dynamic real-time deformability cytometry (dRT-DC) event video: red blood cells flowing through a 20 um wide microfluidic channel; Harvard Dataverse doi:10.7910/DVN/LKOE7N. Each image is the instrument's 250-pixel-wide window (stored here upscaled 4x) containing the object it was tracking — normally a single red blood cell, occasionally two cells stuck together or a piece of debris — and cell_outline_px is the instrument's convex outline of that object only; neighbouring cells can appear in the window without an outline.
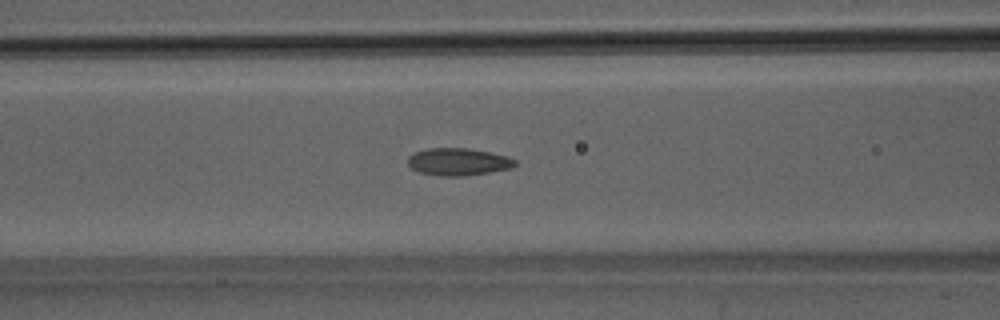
{"species": "Egyptian fruit bat (a non-hibernating species)", "species_latin": "Rousettus aegyptiacus", "temperature_condition": "room temperature", "stored_images_in_passage": 44, "camera_frame_rate_fps": 3000, "um_per_image_px": 0.085, "animal": {"sex": "male"}, "frame": {"image": 1, "passage_image": 15, "time_ms": 4.667, "image_size_px": [1000, 320], "cell_outline_px": [[516, 164], [512, 168], [464, 176], [440, 176], [420, 172], [412, 168], [408, 164], [408, 156], [416, 152], [428, 148], [468, 148], [508, 156], [516, 160]], "centroid_in_image_um": [38.96, 13.75], "position_along_channel_um": 127.6, "area_um2": 16.99}}
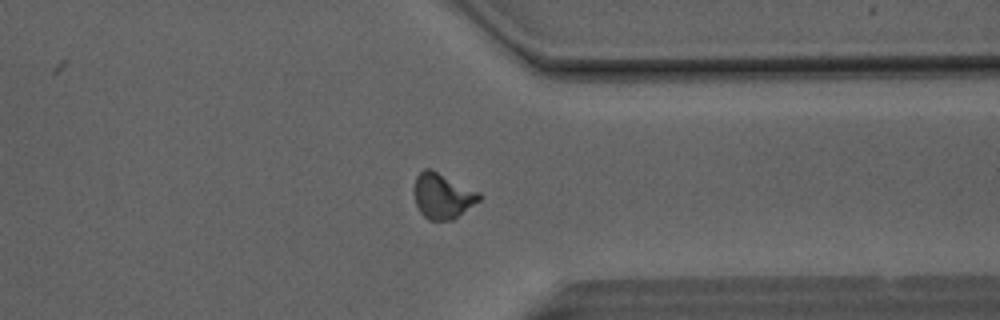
{"frame": {"image": 2, "passage_image": 33, "time_ms": 10.667, "image_size_px": [1000, 320], "cell_outline_px": [[480, 200], [452, 220], [428, 220], [420, 212], [416, 204], [412, 188], [416, 176], [424, 168], [432, 168], [480, 192]], "centroid_in_image_um": [37.58, 16.62], "position_along_channel_um": 373.8, "area_um2": 17.46}}
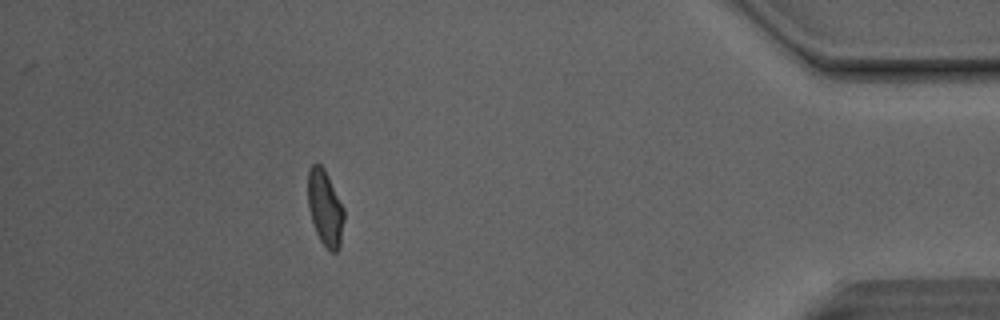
{"frame": {"image": 3, "passage_image": 39, "time_ms": 12.667, "image_size_px": [1000, 320], "cell_outline_px": [[344, 220], [340, 248], [336, 252], [328, 252], [320, 240], [316, 232], [308, 208], [308, 172], [312, 164], [320, 164], [324, 168], [344, 208]], "centroid_in_image_um": [27.64, 17.72], "position_along_channel_um": 407.6, "area_um2": 16.01}, "authors_computed_cell_mechanics": {"area_um2": 16.5019, "velocity_mm_per_s": 4.1519, "shape_relaxation_time_tau1_ms": null, "shape_relaxation_time_tau2_ms": 1.0346, "deformation_change_tau1": null, "deformation_change_tau2": 0.0675}}